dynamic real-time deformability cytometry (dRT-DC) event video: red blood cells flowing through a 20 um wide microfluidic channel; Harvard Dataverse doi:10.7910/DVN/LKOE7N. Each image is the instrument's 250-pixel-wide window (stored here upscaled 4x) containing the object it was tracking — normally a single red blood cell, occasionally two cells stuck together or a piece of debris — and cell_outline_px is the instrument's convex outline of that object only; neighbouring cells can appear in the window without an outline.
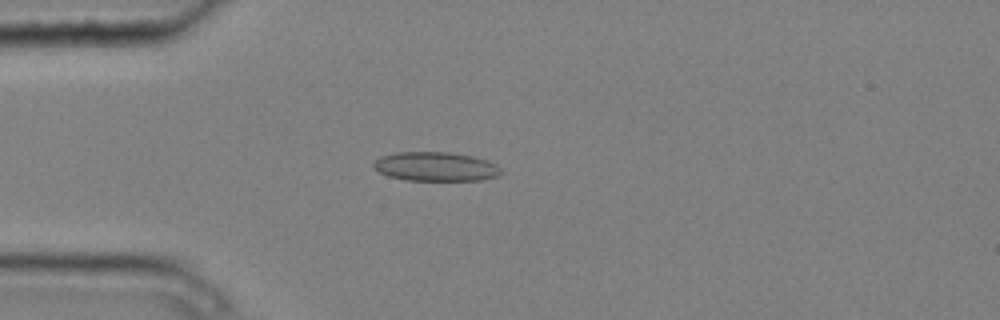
{"species": "common noctule bat (a hibernating species)", "species_latin": "Nyctalus noctula", "temperature_condition": "cold", "stored_images_in_passage": 2, "camera_frame_rate_fps": 3000, "um_per_image_px": 0.085, "animal": {"sex": "male", "body_mass_g": 20.4}, "frame": {"image": 1, "passage_image": 2, "time_ms": 0.333, "image_size_px": [1000, 320], "cell_outline_px": [[504, 172], [496, 176], [480, 180], [404, 180], [388, 176], [372, 168], [372, 164], [380, 156], [396, 152], [448, 152], [472, 156], [488, 160], [496, 164]], "centroid_in_image_um": [37.01, 14.15], "position_along_channel_um": 48.0, "area_um2": 21.73}}